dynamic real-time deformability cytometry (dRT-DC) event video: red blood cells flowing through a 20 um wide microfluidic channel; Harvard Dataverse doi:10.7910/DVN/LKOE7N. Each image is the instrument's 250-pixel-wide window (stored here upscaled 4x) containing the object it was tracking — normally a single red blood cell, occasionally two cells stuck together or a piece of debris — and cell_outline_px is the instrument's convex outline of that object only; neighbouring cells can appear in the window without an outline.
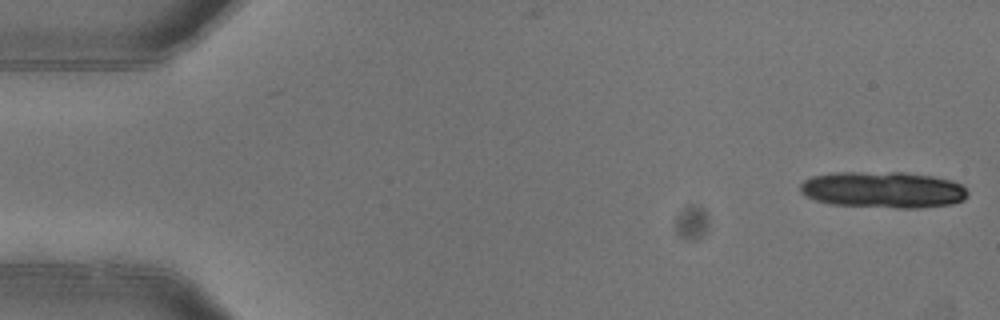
{"species": "common noctule bat (a hibernating species)", "species_latin": "Nyctalus noctula", "temperature_condition": "warm", "stored_images_in_passage": 6, "camera_frame_rate_fps": 3000, "um_per_image_px": 0.085, "animal": {"sex": "female"}, "frame": {"image": 1, "passage_image": 1, "time_ms": 0.0, "image_size_px": [1000, 320], "cell_outline_px": [[968, 196], [964, 200], [952, 204], [920, 208], [896, 208], [832, 204], [816, 200], [804, 196], [800, 192], [800, 184], [804, 180], [812, 176], [836, 172], [904, 172], [932, 176], [952, 180], [960, 184], [968, 192]], "centroid_in_image_um": [75.07, 16.13], "position_along_channel_um": 9.9, "area_um2": 35.78}}
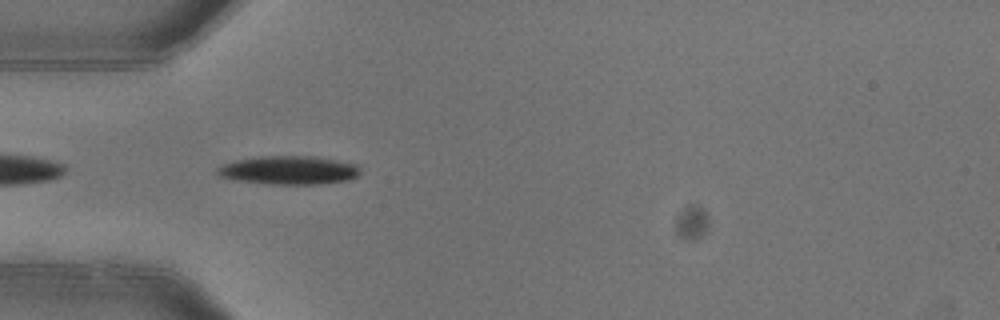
{"frame": {"image": 2, "passage_image": 5, "time_ms": 1.333, "image_size_px": [1000, 320], "cell_outline_px": [[360, 172], [356, 176], [348, 180], [320, 184], [268, 184], [236, 180], [220, 176], [216, 172], [216, 168], [220, 164], [236, 160], [260, 156], [312, 156], [336, 160], [356, 164], [360, 168]], "centroid_in_image_um": [24.52, 14.46], "position_along_channel_um": 60.5, "area_um2": 23.81}}